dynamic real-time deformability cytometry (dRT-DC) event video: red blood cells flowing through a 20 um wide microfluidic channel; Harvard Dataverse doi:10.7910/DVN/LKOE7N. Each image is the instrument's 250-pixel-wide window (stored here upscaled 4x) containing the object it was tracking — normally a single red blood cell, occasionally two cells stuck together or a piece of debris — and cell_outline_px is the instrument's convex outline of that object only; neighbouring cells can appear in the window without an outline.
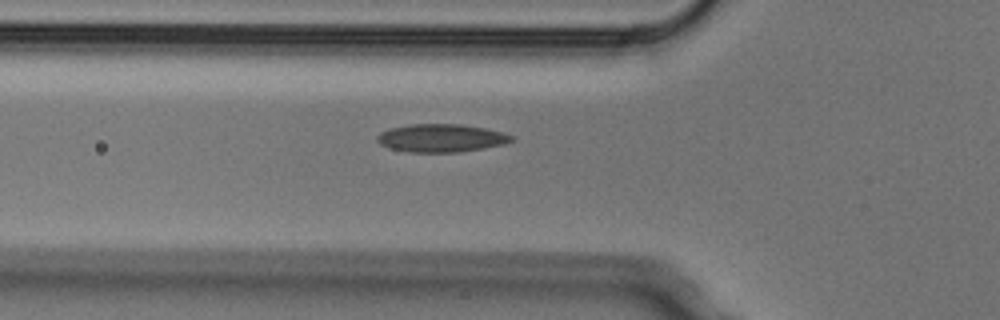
{"species": "Egyptian fruit bat (a non-hibernating species)", "species_latin": "Rousettus aegyptiacus", "temperature_condition": "cold", "stored_images_in_passage": 6, "camera_frame_rate_fps": 3000, "um_per_image_px": 0.085, "animal": {"sex": "male"}, "frame": {"image": 1, "passage_image": 6, "time_ms": 1.667, "image_size_px": [1000, 320], "cell_outline_px": [[516, 140], [504, 144], [484, 148], [460, 152], [408, 152], [392, 148], [380, 144], [376, 140], [376, 136], [380, 132], [388, 128], [408, 124], [460, 124], [484, 128], [504, 132], [512, 136]], "centroid_in_image_um": [37.5, 11.73], "position_along_channel_um": 88.3, "area_um2": 22.08}}